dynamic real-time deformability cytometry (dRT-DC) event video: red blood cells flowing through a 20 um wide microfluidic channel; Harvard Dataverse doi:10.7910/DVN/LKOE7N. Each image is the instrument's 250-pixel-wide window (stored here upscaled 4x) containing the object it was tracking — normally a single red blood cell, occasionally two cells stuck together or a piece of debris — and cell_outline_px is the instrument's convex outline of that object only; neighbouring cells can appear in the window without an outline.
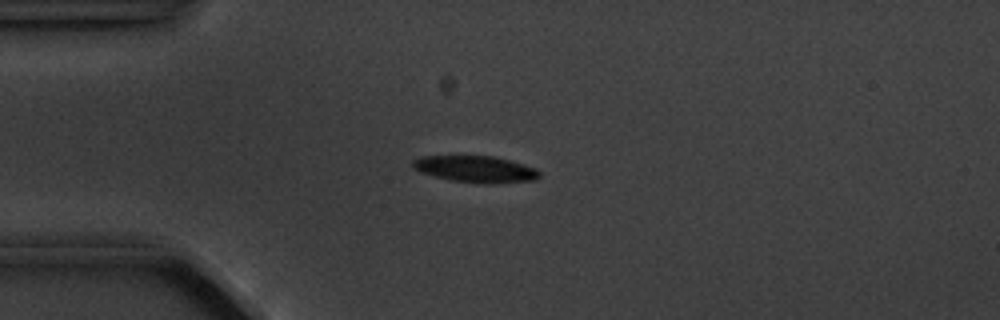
{"species": "common noctule bat (a hibernating species)", "species_latin": "Nyctalus noctula", "temperature_condition": "cold", "stored_images_in_passage": 9, "camera_frame_rate_fps": 3000, "um_per_image_px": 0.085, "animal": {"sex": "male", "body_mass_g": 20.1, "forearm_length_mm": 53.5}, "frame": {"image": 1, "passage_image": 3, "time_ms": 2.333, "image_size_px": [1000, 320], "cell_outline_px": [[540, 176], [536, 180], [488, 184], [484, 184], [452, 180], [420, 172], [412, 168], [412, 160], [420, 156], [492, 156], [524, 164], [536, 168], [540, 172]], "centroid_in_image_um": [40.43, 14.37], "position_along_channel_um": 44.6, "area_um2": 19.59}}